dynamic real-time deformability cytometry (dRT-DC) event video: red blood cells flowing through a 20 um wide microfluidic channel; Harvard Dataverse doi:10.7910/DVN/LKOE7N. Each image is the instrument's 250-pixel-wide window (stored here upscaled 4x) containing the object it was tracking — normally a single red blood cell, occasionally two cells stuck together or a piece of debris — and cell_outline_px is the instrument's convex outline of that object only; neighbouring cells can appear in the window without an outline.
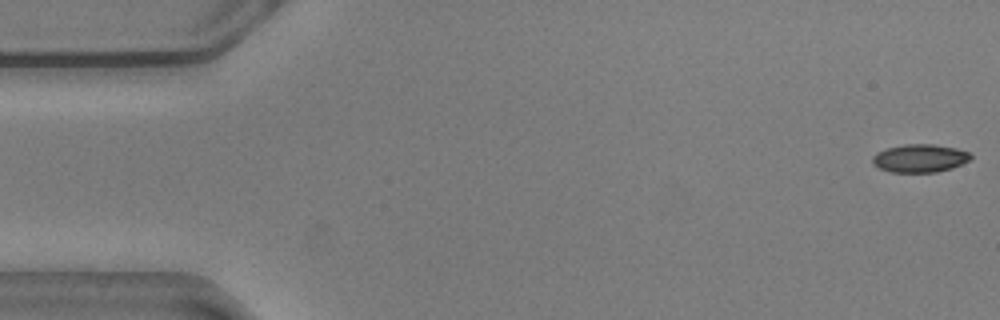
{"species": "common noctule bat (a hibernating species)", "species_latin": "Nyctalus noctula", "temperature_condition": "warm", "stored_images_in_passage": 56, "camera_frame_rate_fps": 3000, "um_per_image_px": 0.085, "animal": {"sex": "male", "body_mass_g": 20.5, "forearm_length_mm": 52.5}, "frame": {"image": 1, "passage_image": 1, "time_ms": 0.0, "image_size_px": [1000, 320], "cell_outline_px": [[972, 156], [968, 160], [952, 168], [936, 172], [888, 172], [872, 164], [872, 156], [876, 152], [888, 148], [904, 144], [932, 144], [956, 148], [968, 152]], "centroid_in_image_um": [78.14, 13.45], "position_along_channel_um": 6.9, "area_um2": 16.01}}
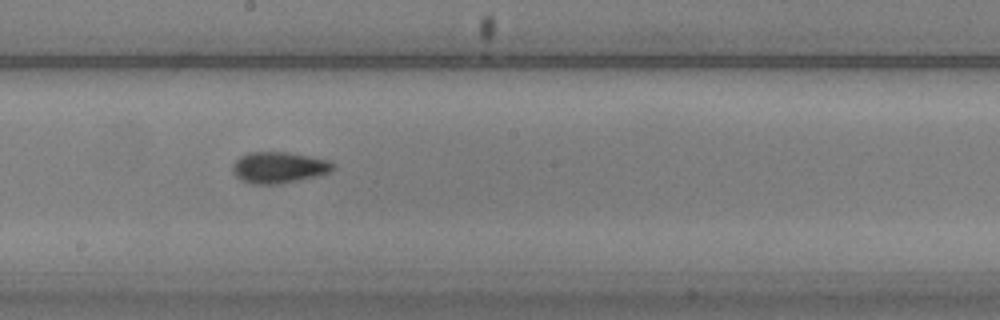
{"frame": {"image": 2, "passage_image": 30, "time_ms": 9.667, "image_size_px": [1000, 320], "cell_outline_px": [[336, 168], [328, 172], [316, 176], [300, 180], [280, 184], [252, 184], [240, 180], [232, 172], [232, 164], [240, 156], [248, 152], [288, 152], [328, 160]], "centroid_in_image_um": [23.65, 14.24], "position_along_channel_um": 224.5, "area_um2": 18.32}}
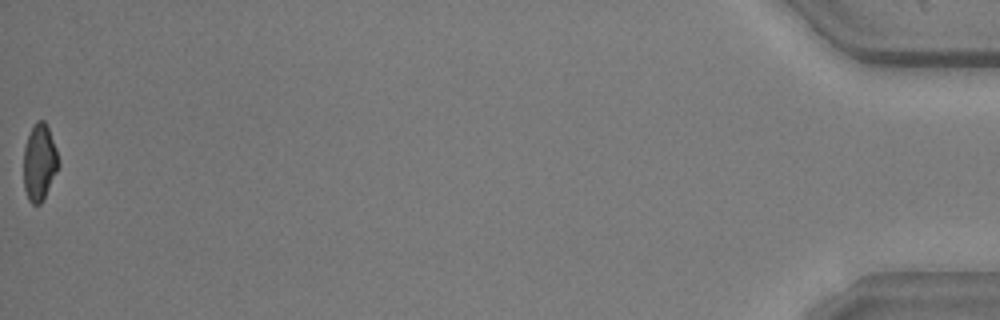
{"frame": {"image": 3, "passage_image": 56, "time_ms": 18.333, "image_size_px": [1000, 320], "cell_outline_px": [[60, 164], [40, 204], [32, 204], [28, 200], [24, 188], [24, 148], [28, 136], [36, 120], [44, 120], [48, 128], [56, 148]], "centroid_in_image_um": [3.35, 13.79], "position_along_channel_um": 431.9, "area_um2": 15.32}, "authors_computed_cell_mechanics": {"area_um2": 16.762, "velocity_mm_per_s": 3.6148, "shape_relaxation_time_tau1_ms": 3.2719, "shape_relaxation_time_tau2_ms": 2.6753, "deformation_change_tau1": 0.1227, "deformation_change_tau2": 0.0813}}